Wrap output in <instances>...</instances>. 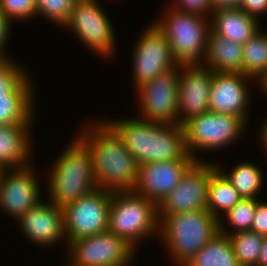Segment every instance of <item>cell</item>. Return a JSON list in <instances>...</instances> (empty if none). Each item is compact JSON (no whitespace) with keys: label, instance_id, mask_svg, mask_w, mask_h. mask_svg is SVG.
<instances>
[{"label":"cell","instance_id":"cell-1","mask_svg":"<svg viewBox=\"0 0 267 266\" xmlns=\"http://www.w3.org/2000/svg\"><path fill=\"white\" fill-rule=\"evenodd\" d=\"M99 123L78 135L91 153L98 189L133 191L138 181L139 165L116 131L106 121L100 120Z\"/></svg>","mask_w":267,"mask_h":266},{"label":"cell","instance_id":"cell-2","mask_svg":"<svg viewBox=\"0 0 267 266\" xmlns=\"http://www.w3.org/2000/svg\"><path fill=\"white\" fill-rule=\"evenodd\" d=\"M159 233L172 259L185 266L219 234V219L207 209L171 215H158Z\"/></svg>","mask_w":267,"mask_h":266},{"label":"cell","instance_id":"cell-3","mask_svg":"<svg viewBox=\"0 0 267 266\" xmlns=\"http://www.w3.org/2000/svg\"><path fill=\"white\" fill-rule=\"evenodd\" d=\"M71 144L58 156L49 175V200L61 208L98 189L89 149L78 136Z\"/></svg>","mask_w":267,"mask_h":266},{"label":"cell","instance_id":"cell-4","mask_svg":"<svg viewBox=\"0 0 267 266\" xmlns=\"http://www.w3.org/2000/svg\"><path fill=\"white\" fill-rule=\"evenodd\" d=\"M168 10L162 19L153 22L167 37L174 59L181 65L203 64L211 31L208 17L172 6Z\"/></svg>","mask_w":267,"mask_h":266},{"label":"cell","instance_id":"cell-5","mask_svg":"<svg viewBox=\"0 0 267 266\" xmlns=\"http://www.w3.org/2000/svg\"><path fill=\"white\" fill-rule=\"evenodd\" d=\"M107 230L135 248L159 232L158 205L134 191H112Z\"/></svg>","mask_w":267,"mask_h":266},{"label":"cell","instance_id":"cell-6","mask_svg":"<svg viewBox=\"0 0 267 266\" xmlns=\"http://www.w3.org/2000/svg\"><path fill=\"white\" fill-rule=\"evenodd\" d=\"M245 124L241 117L211 111L192 117L182 124L187 152L198 161L194 150L211 151L228 146L244 132Z\"/></svg>","mask_w":267,"mask_h":266},{"label":"cell","instance_id":"cell-7","mask_svg":"<svg viewBox=\"0 0 267 266\" xmlns=\"http://www.w3.org/2000/svg\"><path fill=\"white\" fill-rule=\"evenodd\" d=\"M66 248L70 266H128L137 249L108 230L73 240Z\"/></svg>","mask_w":267,"mask_h":266},{"label":"cell","instance_id":"cell-8","mask_svg":"<svg viewBox=\"0 0 267 266\" xmlns=\"http://www.w3.org/2000/svg\"><path fill=\"white\" fill-rule=\"evenodd\" d=\"M111 200L112 191L96 189L65 205L62 210L67 243L107 231Z\"/></svg>","mask_w":267,"mask_h":266},{"label":"cell","instance_id":"cell-9","mask_svg":"<svg viewBox=\"0 0 267 266\" xmlns=\"http://www.w3.org/2000/svg\"><path fill=\"white\" fill-rule=\"evenodd\" d=\"M180 64L157 75L137 88L142 119L164 124H179L178 85Z\"/></svg>","mask_w":267,"mask_h":266},{"label":"cell","instance_id":"cell-10","mask_svg":"<svg viewBox=\"0 0 267 266\" xmlns=\"http://www.w3.org/2000/svg\"><path fill=\"white\" fill-rule=\"evenodd\" d=\"M63 27L76 33L77 38L97 54H113L116 41L114 30L97 0H76Z\"/></svg>","mask_w":267,"mask_h":266},{"label":"cell","instance_id":"cell-11","mask_svg":"<svg viewBox=\"0 0 267 266\" xmlns=\"http://www.w3.org/2000/svg\"><path fill=\"white\" fill-rule=\"evenodd\" d=\"M213 162L195 161L183 174L178 185L158 205V215H171L207 209L208 186Z\"/></svg>","mask_w":267,"mask_h":266},{"label":"cell","instance_id":"cell-12","mask_svg":"<svg viewBox=\"0 0 267 266\" xmlns=\"http://www.w3.org/2000/svg\"><path fill=\"white\" fill-rule=\"evenodd\" d=\"M152 24L143 31L133 50L136 89L179 65L172 55L167 37L155 23Z\"/></svg>","mask_w":267,"mask_h":266},{"label":"cell","instance_id":"cell-13","mask_svg":"<svg viewBox=\"0 0 267 266\" xmlns=\"http://www.w3.org/2000/svg\"><path fill=\"white\" fill-rule=\"evenodd\" d=\"M35 173L32 165L1 169L0 207L16 220L41 202L39 181Z\"/></svg>","mask_w":267,"mask_h":266},{"label":"cell","instance_id":"cell-14","mask_svg":"<svg viewBox=\"0 0 267 266\" xmlns=\"http://www.w3.org/2000/svg\"><path fill=\"white\" fill-rule=\"evenodd\" d=\"M180 68L178 114L182 125L188 119L209 111L214 72L202 64H180Z\"/></svg>","mask_w":267,"mask_h":266},{"label":"cell","instance_id":"cell-15","mask_svg":"<svg viewBox=\"0 0 267 266\" xmlns=\"http://www.w3.org/2000/svg\"><path fill=\"white\" fill-rule=\"evenodd\" d=\"M195 161H164L140 165L138 181L133 191L159 205Z\"/></svg>","mask_w":267,"mask_h":266},{"label":"cell","instance_id":"cell-16","mask_svg":"<svg viewBox=\"0 0 267 266\" xmlns=\"http://www.w3.org/2000/svg\"><path fill=\"white\" fill-rule=\"evenodd\" d=\"M249 79L253 80L241 73L214 72L209 111L238 116L247 123L249 88L246 84Z\"/></svg>","mask_w":267,"mask_h":266},{"label":"cell","instance_id":"cell-17","mask_svg":"<svg viewBox=\"0 0 267 266\" xmlns=\"http://www.w3.org/2000/svg\"><path fill=\"white\" fill-rule=\"evenodd\" d=\"M17 221L25 237L33 243L45 246L56 244L62 239L67 241L63 210L51 201H41Z\"/></svg>","mask_w":267,"mask_h":266},{"label":"cell","instance_id":"cell-18","mask_svg":"<svg viewBox=\"0 0 267 266\" xmlns=\"http://www.w3.org/2000/svg\"><path fill=\"white\" fill-rule=\"evenodd\" d=\"M195 160L188 152L182 125L151 122L148 163Z\"/></svg>","mask_w":267,"mask_h":266},{"label":"cell","instance_id":"cell-19","mask_svg":"<svg viewBox=\"0 0 267 266\" xmlns=\"http://www.w3.org/2000/svg\"><path fill=\"white\" fill-rule=\"evenodd\" d=\"M33 117L26 124L0 126V168L11 169L31 165L29 135ZM29 129V130H28ZM14 166V167H13Z\"/></svg>","mask_w":267,"mask_h":266},{"label":"cell","instance_id":"cell-20","mask_svg":"<svg viewBox=\"0 0 267 266\" xmlns=\"http://www.w3.org/2000/svg\"><path fill=\"white\" fill-rule=\"evenodd\" d=\"M212 14L211 31L242 45L261 29L258 26L259 20L249 16L240 8L220 10Z\"/></svg>","mask_w":267,"mask_h":266},{"label":"cell","instance_id":"cell-21","mask_svg":"<svg viewBox=\"0 0 267 266\" xmlns=\"http://www.w3.org/2000/svg\"><path fill=\"white\" fill-rule=\"evenodd\" d=\"M243 45L209 33L207 50L203 64L213 72H230L242 74ZM206 63V64H205Z\"/></svg>","mask_w":267,"mask_h":266},{"label":"cell","instance_id":"cell-22","mask_svg":"<svg viewBox=\"0 0 267 266\" xmlns=\"http://www.w3.org/2000/svg\"><path fill=\"white\" fill-rule=\"evenodd\" d=\"M106 121L121 137L126 149L138 165L148 163L151 136V122L144 119H124Z\"/></svg>","mask_w":267,"mask_h":266},{"label":"cell","instance_id":"cell-23","mask_svg":"<svg viewBox=\"0 0 267 266\" xmlns=\"http://www.w3.org/2000/svg\"><path fill=\"white\" fill-rule=\"evenodd\" d=\"M29 77L28 75L7 97H0V126L26 124L32 118L34 88Z\"/></svg>","mask_w":267,"mask_h":266},{"label":"cell","instance_id":"cell-24","mask_svg":"<svg viewBox=\"0 0 267 266\" xmlns=\"http://www.w3.org/2000/svg\"><path fill=\"white\" fill-rule=\"evenodd\" d=\"M242 199L243 197L234 188L232 183L216 167L211 172L208 186L207 210L213 216L217 217L219 220H222L220 216L221 211H223V214H225Z\"/></svg>","mask_w":267,"mask_h":266},{"label":"cell","instance_id":"cell-25","mask_svg":"<svg viewBox=\"0 0 267 266\" xmlns=\"http://www.w3.org/2000/svg\"><path fill=\"white\" fill-rule=\"evenodd\" d=\"M185 266H240L228 235L219 233L208 241Z\"/></svg>","mask_w":267,"mask_h":266},{"label":"cell","instance_id":"cell-26","mask_svg":"<svg viewBox=\"0 0 267 266\" xmlns=\"http://www.w3.org/2000/svg\"><path fill=\"white\" fill-rule=\"evenodd\" d=\"M242 74L257 82L267 74V34L261 30L243 44Z\"/></svg>","mask_w":267,"mask_h":266},{"label":"cell","instance_id":"cell-27","mask_svg":"<svg viewBox=\"0 0 267 266\" xmlns=\"http://www.w3.org/2000/svg\"><path fill=\"white\" fill-rule=\"evenodd\" d=\"M217 168L232 183L243 198L256 199V194L262 187L263 175L259 167L251 162L237 164L231 172L224 173L221 167Z\"/></svg>","mask_w":267,"mask_h":266},{"label":"cell","instance_id":"cell-28","mask_svg":"<svg viewBox=\"0 0 267 266\" xmlns=\"http://www.w3.org/2000/svg\"><path fill=\"white\" fill-rule=\"evenodd\" d=\"M228 237L240 266H257L265 236L247 230L232 233Z\"/></svg>","mask_w":267,"mask_h":266},{"label":"cell","instance_id":"cell-29","mask_svg":"<svg viewBox=\"0 0 267 266\" xmlns=\"http://www.w3.org/2000/svg\"><path fill=\"white\" fill-rule=\"evenodd\" d=\"M257 207V199L243 198L238 204H236L232 209L225 213L226 221L231 225L232 230L235 232H226L225 227L221 224L219 220V233L224 235H230L239 231L251 230L252 222ZM225 229V230H224Z\"/></svg>","mask_w":267,"mask_h":266},{"label":"cell","instance_id":"cell-30","mask_svg":"<svg viewBox=\"0 0 267 266\" xmlns=\"http://www.w3.org/2000/svg\"><path fill=\"white\" fill-rule=\"evenodd\" d=\"M76 0H36L37 14L62 27L68 22Z\"/></svg>","mask_w":267,"mask_h":266},{"label":"cell","instance_id":"cell-31","mask_svg":"<svg viewBox=\"0 0 267 266\" xmlns=\"http://www.w3.org/2000/svg\"><path fill=\"white\" fill-rule=\"evenodd\" d=\"M27 76L10 58H0V97H7Z\"/></svg>","mask_w":267,"mask_h":266},{"label":"cell","instance_id":"cell-32","mask_svg":"<svg viewBox=\"0 0 267 266\" xmlns=\"http://www.w3.org/2000/svg\"><path fill=\"white\" fill-rule=\"evenodd\" d=\"M0 8L9 21L30 19L36 15V0H0Z\"/></svg>","mask_w":267,"mask_h":266},{"label":"cell","instance_id":"cell-33","mask_svg":"<svg viewBox=\"0 0 267 266\" xmlns=\"http://www.w3.org/2000/svg\"><path fill=\"white\" fill-rule=\"evenodd\" d=\"M175 2H177V4L173 7L177 10L200 15L202 17H209L210 0H177Z\"/></svg>","mask_w":267,"mask_h":266},{"label":"cell","instance_id":"cell-34","mask_svg":"<svg viewBox=\"0 0 267 266\" xmlns=\"http://www.w3.org/2000/svg\"><path fill=\"white\" fill-rule=\"evenodd\" d=\"M257 201V207L255 210L252 227L251 230L263 235L267 236V202Z\"/></svg>","mask_w":267,"mask_h":266},{"label":"cell","instance_id":"cell-35","mask_svg":"<svg viewBox=\"0 0 267 266\" xmlns=\"http://www.w3.org/2000/svg\"><path fill=\"white\" fill-rule=\"evenodd\" d=\"M240 9L258 20V15L267 11V0H242Z\"/></svg>","mask_w":267,"mask_h":266},{"label":"cell","instance_id":"cell-36","mask_svg":"<svg viewBox=\"0 0 267 266\" xmlns=\"http://www.w3.org/2000/svg\"><path fill=\"white\" fill-rule=\"evenodd\" d=\"M11 22L5 16V13L0 8V58L8 57L4 53V45L9 37Z\"/></svg>","mask_w":267,"mask_h":266},{"label":"cell","instance_id":"cell-37","mask_svg":"<svg viewBox=\"0 0 267 266\" xmlns=\"http://www.w3.org/2000/svg\"><path fill=\"white\" fill-rule=\"evenodd\" d=\"M242 0H210V13L220 10L239 9Z\"/></svg>","mask_w":267,"mask_h":266},{"label":"cell","instance_id":"cell-38","mask_svg":"<svg viewBox=\"0 0 267 266\" xmlns=\"http://www.w3.org/2000/svg\"><path fill=\"white\" fill-rule=\"evenodd\" d=\"M257 266H267V236L261 245Z\"/></svg>","mask_w":267,"mask_h":266},{"label":"cell","instance_id":"cell-39","mask_svg":"<svg viewBox=\"0 0 267 266\" xmlns=\"http://www.w3.org/2000/svg\"><path fill=\"white\" fill-rule=\"evenodd\" d=\"M260 134L262 138V144L264 145L263 147L265 148V152L267 153V118L265 119V122L263 123V126H261Z\"/></svg>","mask_w":267,"mask_h":266},{"label":"cell","instance_id":"cell-40","mask_svg":"<svg viewBox=\"0 0 267 266\" xmlns=\"http://www.w3.org/2000/svg\"><path fill=\"white\" fill-rule=\"evenodd\" d=\"M258 84L259 87L262 89V92L267 93V74L258 82Z\"/></svg>","mask_w":267,"mask_h":266}]
</instances>
